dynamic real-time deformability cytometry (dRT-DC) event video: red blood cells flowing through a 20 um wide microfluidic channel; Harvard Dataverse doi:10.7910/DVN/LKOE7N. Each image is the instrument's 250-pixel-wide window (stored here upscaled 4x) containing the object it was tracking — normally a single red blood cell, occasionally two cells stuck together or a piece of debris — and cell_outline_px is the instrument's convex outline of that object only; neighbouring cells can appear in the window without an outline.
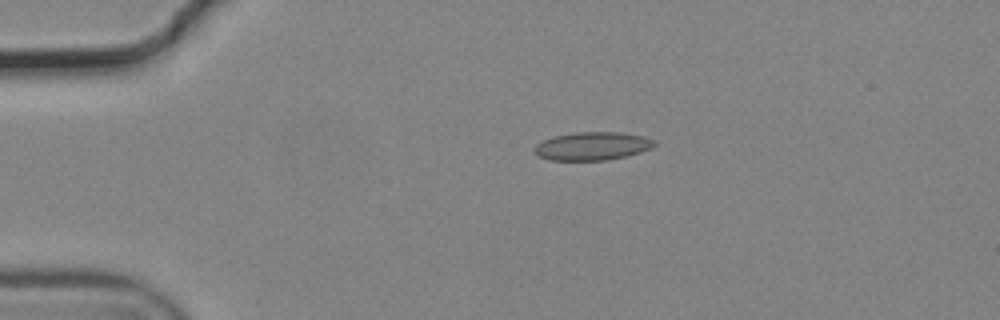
{"species": "common noctule bat (a hibernating species)", "species_latin": "Nyctalus noctula", "temperature_condition": "cold", "stored_images_in_passage": 44, "camera_frame_rate_fps": 3000, "um_per_image_px": 0.085, "animal": {"sex": "male", "body_mass_g": 19.2, "forearm_length_mm": 51.8}, "frame": {"image": 1, "passage_image": 1, "time_ms": 0.0, "image_size_px": [1000, 320], "cell_outline_px": [[656, 144], [652, 148], [628, 156], [608, 160], [548, 160], [536, 156], [532, 148], [536, 144], [552, 136], [576, 132], [620, 132], [644, 136], [656, 140]], "centroid_in_image_um": [50.34, 12.42], "position_along_channel_um": 34.7, "area_um2": 20.06}}
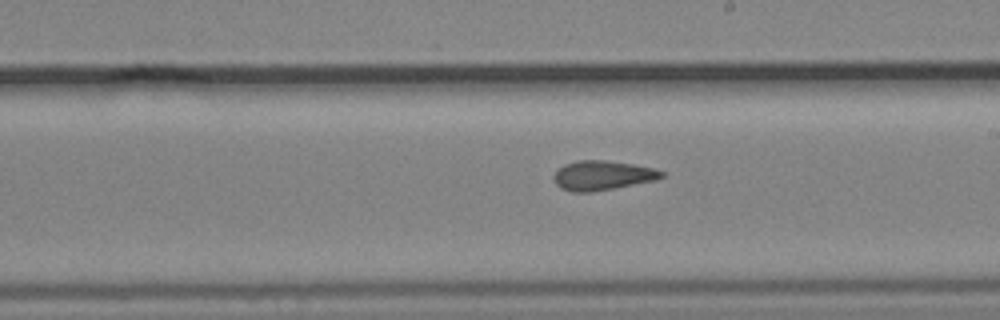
{"frame": {"image": 2, "passage_image": 21, "time_ms": 6.667, "image_size_px": [1000, 320], "cell_outline_px": [[664, 176], [656, 180], [592, 192], [572, 192], [560, 188], [556, 184], [552, 176], [564, 164], [576, 160], [604, 160], [632, 164], [656, 168], [664, 172]], "centroid_in_image_um": [51.2, 14.91], "position_along_channel_um": 237.8, "area_um2": 18.55}}
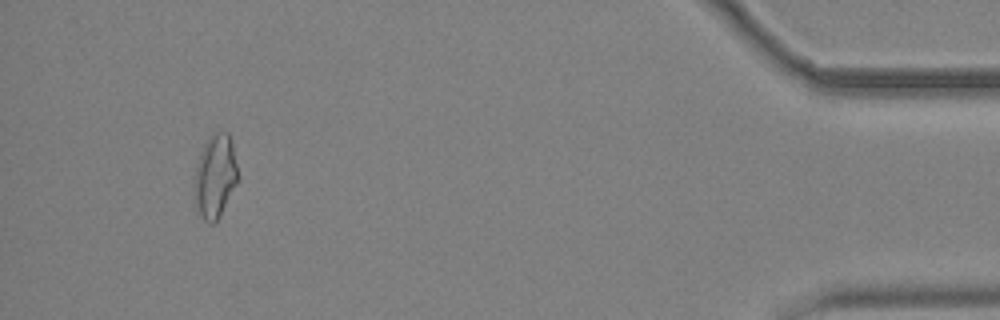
{"frame": {"image": 3, "passage_image": 41, "time_ms": 13.333, "image_size_px": [1000, 320], "cell_outline_px": [[240, 180], [220, 216], [212, 224], [208, 224], [196, 216], [192, 184], [196, 168], [204, 144], [216, 132], [228, 132], [232, 144]], "centroid_in_image_um": [18.27, 15.1], "position_along_channel_um": 416.9, "area_um2": 21.79}, "authors_computed_cell_mechanics": {"area_um2": 18.6983, "velocity_mm_per_s": 3.7268, "shape_relaxation_time_tau1_ms": null, "shape_relaxation_time_tau2_ms": 2.4698, "deformation_change_tau1": null, "deformation_change_tau2": 0.1127}}